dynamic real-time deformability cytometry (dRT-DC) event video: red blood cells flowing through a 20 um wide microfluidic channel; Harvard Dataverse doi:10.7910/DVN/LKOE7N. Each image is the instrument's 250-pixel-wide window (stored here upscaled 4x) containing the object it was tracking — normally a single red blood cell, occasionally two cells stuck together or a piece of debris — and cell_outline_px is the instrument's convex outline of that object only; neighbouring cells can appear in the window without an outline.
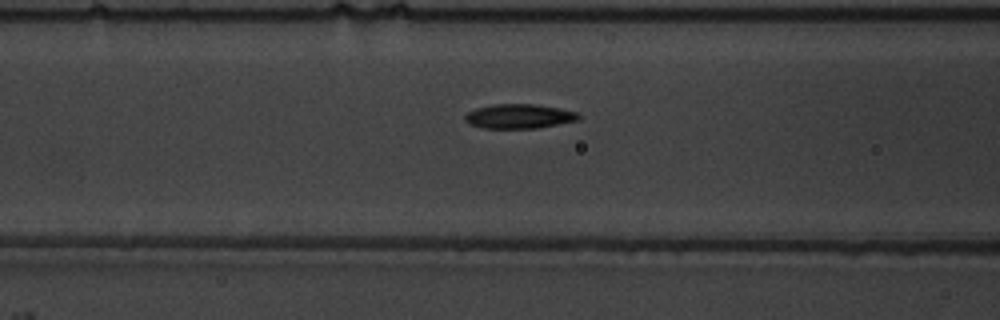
{"species": "common noctule bat (a hibernating species)", "species_latin": "Nyctalus noctula", "temperature_condition": "warm", "stored_images_in_passage": 56, "camera_frame_rate_fps": 3000, "um_per_image_px": 0.085, "animal": {"sex": "male", "body_mass_g": 19.5, "forearm_length_mm": 54.6}, "frame": {"image": 1, "passage_image": 24, "time_ms": 7.667, "image_size_px": [1000, 320], "cell_outline_px": [[580, 116], [576, 120], [536, 128], [484, 128], [472, 124], [464, 120], [464, 116], [468, 112], [476, 108], [492, 104], [536, 104], [560, 108], [576, 112]], "centroid_in_image_um": [44.09, 9.87], "position_along_channel_um": 122.5, "area_um2": 15.95}}
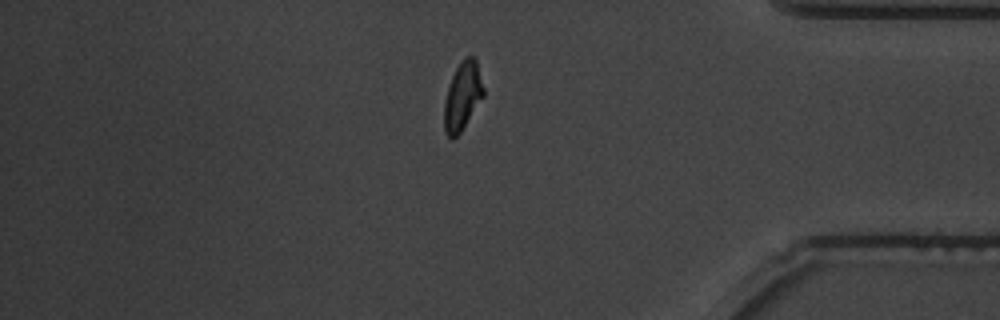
{"frame": {"image": 2, "passage_image": 48, "time_ms": 15.667, "image_size_px": [1000, 320], "cell_outline_px": [[484, 96], [460, 132], [452, 140], [444, 132], [444, 100], [452, 76], [460, 60], [464, 56], [472, 56], [476, 60], [484, 88]], "centroid_in_image_um": [39.31, 8.16], "position_along_channel_um": 395.9, "area_um2": 15.61}}
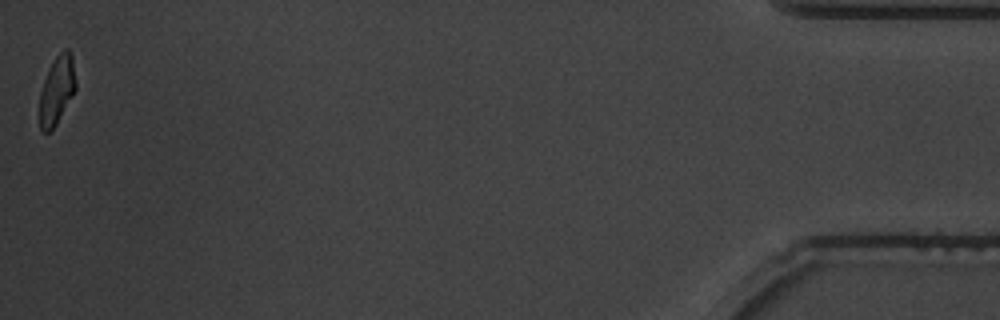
{"frame": {"image": 3, "passage_image": 56, "time_ms": 18.333, "image_size_px": [1000, 320], "cell_outline_px": [[76, 88], [72, 96], [56, 124], [48, 132], [44, 132], [40, 128], [40, 92], [48, 68], [56, 56], [64, 48], [68, 48], [72, 56], [76, 80]], "centroid_in_image_um": [4.84, 7.62], "position_along_channel_um": 430.4, "area_um2": 14.28}, "authors_computed_cell_mechanics": {"area_um2": 15.6638, "velocity_mm_per_s": 3.7143, "shape_relaxation_time_tau1_ms": 4.0704, "shape_relaxation_time_tau2_ms": 2.1513, "deformation_change_tau1": 0.1582, "deformation_change_tau2": 0.076}}